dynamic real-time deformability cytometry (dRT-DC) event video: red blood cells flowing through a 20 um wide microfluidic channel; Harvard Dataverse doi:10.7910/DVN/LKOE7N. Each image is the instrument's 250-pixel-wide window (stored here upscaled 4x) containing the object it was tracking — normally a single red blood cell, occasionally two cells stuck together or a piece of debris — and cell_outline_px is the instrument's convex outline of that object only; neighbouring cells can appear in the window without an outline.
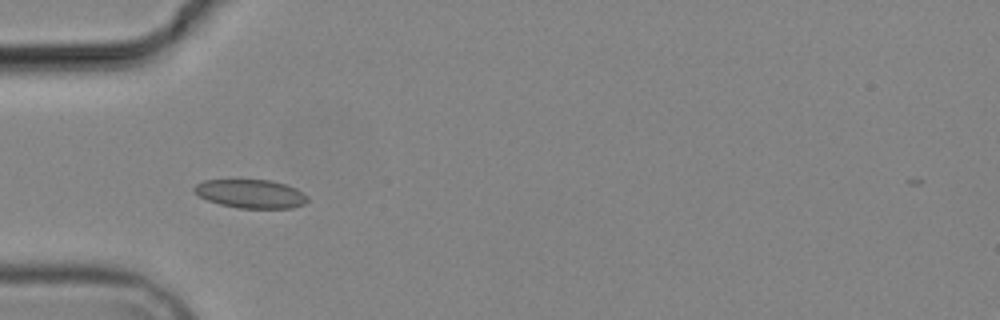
{"species": "common noctule bat (a hibernating species)", "species_latin": "Nyctalus noctula", "temperature_condition": "cold", "stored_images_in_passage": 3, "camera_frame_rate_fps": 3000, "um_per_image_px": 0.085, "animal": {"sex": "male", "body_mass_g": 19.2, "forearm_length_mm": 51.8}, "frame": {"image": 1, "passage_image": 3, "time_ms": 2.667, "image_size_px": [1000, 320], "cell_outline_px": [[308, 200], [304, 204], [292, 208], [236, 208], [220, 204], [208, 200], [192, 192], [192, 188], [196, 184], [204, 180], [272, 180], [296, 188], [308, 196]], "centroid_in_image_um": [21.3, 16.47], "position_along_channel_um": 63.7, "area_um2": 18.96}}